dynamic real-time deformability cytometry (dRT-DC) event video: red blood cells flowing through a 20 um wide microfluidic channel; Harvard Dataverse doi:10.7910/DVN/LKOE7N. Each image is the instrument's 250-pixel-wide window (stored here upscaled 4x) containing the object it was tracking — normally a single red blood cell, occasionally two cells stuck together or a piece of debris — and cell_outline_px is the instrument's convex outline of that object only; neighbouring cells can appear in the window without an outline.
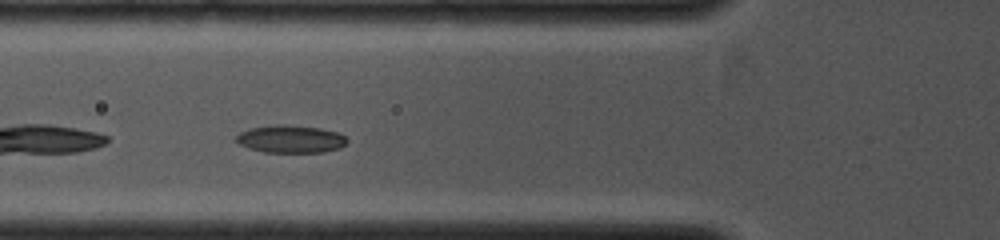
{"species": "common noctule bat (a hibernating species)", "species_latin": "Nyctalus noctula", "temperature_condition": "cold", "stored_images_in_passage": 23, "camera_frame_rate_fps": 4000, "um_per_image_px": 0.085, "animal": {"sex": "female", "body_mass_g": 19.0, "forearm_length_mm": 53.3}, "frame": {"image": 1, "passage_image": 5, "time_ms": 1.0, "image_size_px": [1000, 240], "cell_outline_px": [[348, 140], [340, 148], [324, 152], [264, 152], [240, 144], [236, 140], [236, 136], [240, 132], [248, 128], [276, 124], [288, 124], [320, 128], [340, 132]], "centroid_in_image_um": [24.73, 11.8], "position_along_channel_um": 101.1, "area_um2": 17.92}}
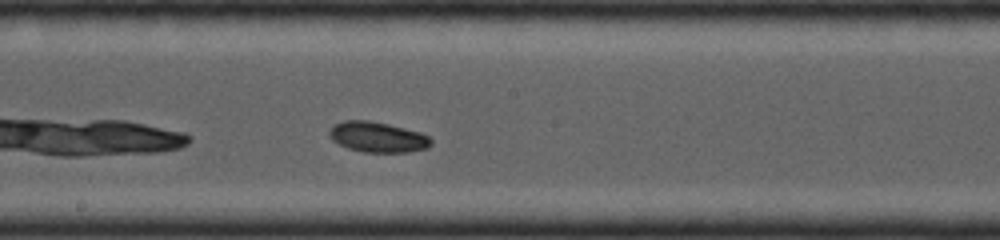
{"frame": {"image": 2, "passage_image": 13, "time_ms": 3.0, "image_size_px": [1000, 240], "cell_outline_px": [[432, 144], [428, 148], [408, 152], [364, 152], [348, 148], [332, 140], [328, 136], [328, 132], [332, 124], [344, 120], [368, 120], [388, 124], [420, 132], [428, 136], [432, 140]], "centroid_in_image_um": [32.07, 11.64], "position_along_channel_um": 216.1, "area_um2": 18.15}}
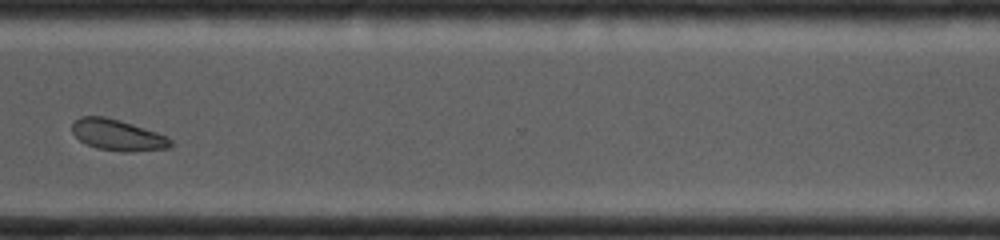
{"frame": {"image": 3, "passage_image": 22, "time_ms": 5.5, "image_size_px": [1000, 240], "cell_outline_px": [[172, 144], [168, 148], [128, 152], [96, 148], [80, 140], [72, 132], [72, 124], [80, 116], [104, 116], [120, 120], [168, 136], [172, 140]], "centroid_in_image_um": [10.0, 11.47], "position_along_channel_um": 360.6, "area_um2": 17.69}}